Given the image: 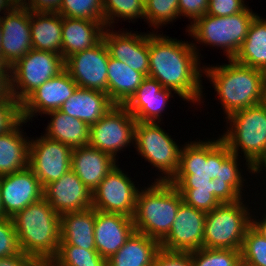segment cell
I'll return each instance as SVG.
<instances>
[{
    "instance_id": "11",
    "label": "cell",
    "mask_w": 266,
    "mask_h": 266,
    "mask_svg": "<svg viewBox=\"0 0 266 266\" xmlns=\"http://www.w3.org/2000/svg\"><path fill=\"white\" fill-rule=\"evenodd\" d=\"M137 120L124 105H115L99 121L90 126L89 145L112 156L134 147L135 125Z\"/></svg>"
},
{
    "instance_id": "28",
    "label": "cell",
    "mask_w": 266,
    "mask_h": 266,
    "mask_svg": "<svg viewBox=\"0 0 266 266\" xmlns=\"http://www.w3.org/2000/svg\"><path fill=\"white\" fill-rule=\"evenodd\" d=\"M62 24L59 13L30 11L32 49L62 55Z\"/></svg>"
},
{
    "instance_id": "17",
    "label": "cell",
    "mask_w": 266,
    "mask_h": 266,
    "mask_svg": "<svg viewBox=\"0 0 266 266\" xmlns=\"http://www.w3.org/2000/svg\"><path fill=\"white\" fill-rule=\"evenodd\" d=\"M44 188L33 171L24 170L0 176V196L4 217L11 218L29 204L43 198Z\"/></svg>"
},
{
    "instance_id": "52",
    "label": "cell",
    "mask_w": 266,
    "mask_h": 266,
    "mask_svg": "<svg viewBox=\"0 0 266 266\" xmlns=\"http://www.w3.org/2000/svg\"><path fill=\"white\" fill-rule=\"evenodd\" d=\"M4 217L3 215V208H2V202H1V196H0V218Z\"/></svg>"
},
{
    "instance_id": "51",
    "label": "cell",
    "mask_w": 266,
    "mask_h": 266,
    "mask_svg": "<svg viewBox=\"0 0 266 266\" xmlns=\"http://www.w3.org/2000/svg\"><path fill=\"white\" fill-rule=\"evenodd\" d=\"M2 26L0 24V62H1V39H2Z\"/></svg>"
},
{
    "instance_id": "44",
    "label": "cell",
    "mask_w": 266,
    "mask_h": 266,
    "mask_svg": "<svg viewBox=\"0 0 266 266\" xmlns=\"http://www.w3.org/2000/svg\"><path fill=\"white\" fill-rule=\"evenodd\" d=\"M61 1L62 0H24L20 5L33 12L57 13Z\"/></svg>"
},
{
    "instance_id": "14",
    "label": "cell",
    "mask_w": 266,
    "mask_h": 266,
    "mask_svg": "<svg viewBox=\"0 0 266 266\" xmlns=\"http://www.w3.org/2000/svg\"><path fill=\"white\" fill-rule=\"evenodd\" d=\"M109 51L102 39L97 45L65 59V70L80 88L108 94Z\"/></svg>"
},
{
    "instance_id": "46",
    "label": "cell",
    "mask_w": 266,
    "mask_h": 266,
    "mask_svg": "<svg viewBox=\"0 0 266 266\" xmlns=\"http://www.w3.org/2000/svg\"><path fill=\"white\" fill-rule=\"evenodd\" d=\"M13 98L11 92V67L0 62V100Z\"/></svg>"
},
{
    "instance_id": "29",
    "label": "cell",
    "mask_w": 266,
    "mask_h": 266,
    "mask_svg": "<svg viewBox=\"0 0 266 266\" xmlns=\"http://www.w3.org/2000/svg\"><path fill=\"white\" fill-rule=\"evenodd\" d=\"M44 115L51 119L44 135L52 140L64 143L72 149L85 146L90 142V126L60 110H52Z\"/></svg>"
},
{
    "instance_id": "20",
    "label": "cell",
    "mask_w": 266,
    "mask_h": 266,
    "mask_svg": "<svg viewBox=\"0 0 266 266\" xmlns=\"http://www.w3.org/2000/svg\"><path fill=\"white\" fill-rule=\"evenodd\" d=\"M43 198L59 215L92 207V193L72 169L60 179L47 184Z\"/></svg>"
},
{
    "instance_id": "40",
    "label": "cell",
    "mask_w": 266,
    "mask_h": 266,
    "mask_svg": "<svg viewBox=\"0 0 266 266\" xmlns=\"http://www.w3.org/2000/svg\"><path fill=\"white\" fill-rule=\"evenodd\" d=\"M21 120V104L14 97L0 100V135L12 130Z\"/></svg>"
},
{
    "instance_id": "35",
    "label": "cell",
    "mask_w": 266,
    "mask_h": 266,
    "mask_svg": "<svg viewBox=\"0 0 266 266\" xmlns=\"http://www.w3.org/2000/svg\"><path fill=\"white\" fill-rule=\"evenodd\" d=\"M179 0H146L145 1V19L149 27H153L155 32L160 26L170 24L179 18L178 9ZM151 25V26H150Z\"/></svg>"
},
{
    "instance_id": "48",
    "label": "cell",
    "mask_w": 266,
    "mask_h": 266,
    "mask_svg": "<svg viewBox=\"0 0 266 266\" xmlns=\"http://www.w3.org/2000/svg\"><path fill=\"white\" fill-rule=\"evenodd\" d=\"M19 4L16 2V0H0V14L5 15L7 13L12 12ZM0 15V18L2 17Z\"/></svg>"
},
{
    "instance_id": "10",
    "label": "cell",
    "mask_w": 266,
    "mask_h": 266,
    "mask_svg": "<svg viewBox=\"0 0 266 266\" xmlns=\"http://www.w3.org/2000/svg\"><path fill=\"white\" fill-rule=\"evenodd\" d=\"M65 69L61 54L31 49L11 67L12 96L21 104L34 90Z\"/></svg>"
},
{
    "instance_id": "31",
    "label": "cell",
    "mask_w": 266,
    "mask_h": 266,
    "mask_svg": "<svg viewBox=\"0 0 266 266\" xmlns=\"http://www.w3.org/2000/svg\"><path fill=\"white\" fill-rule=\"evenodd\" d=\"M107 70L108 96L115 105H124L136 92L145 76L110 56Z\"/></svg>"
},
{
    "instance_id": "30",
    "label": "cell",
    "mask_w": 266,
    "mask_h": 266,
    "mask_svg": "<svg viewBox=\"0 0 266 266\" xmlns=\"http://www.w3.org/2000/svg\"><path fill=\"white\" fill-rule=\"evenodd\" d=\"M160 249L159 241L135 231L125 244L107 260V266H152Z\"/></svg>"
},
{
    "instance_id": "13",
    "label": "cell",
    "mask_w": 266,
    "mask_h": 266,
    "mask_svg": "<svg viewBox=\"0 0 266 266\" xmlns=\"http://www.w3.org/2000/svg\"><path fill=\"white\" fill-rule=\"evenodd\" d=\"M72 148L45 135L30 138L29 168L44 188L71 169Z\"/></svg>"
},
{
    "instance_id": "18",
    "label": "cell",
    "mask_w": 266,
    "mask_h": 266,
    "mask_svg": "<svg viewBox=\"0 0 266 266\" xmlns=\"http://www.w3.org/2000/svg\"><path fill=\"white\" fill-rule=\"evenodd\" d=\"M77 87L64 69L39 86L21 103L22 119L29 122L38 114L44 115L52 110H59Z\"/></svg>"
},
{
    "instance_id": "45",
    "label": "cell",
    "mask_w": 266,
    "mask_h": 266,
    "mask_svg": "<svg viewBox=\"0 0 266 266\" xmlns=\"http://www.w3.org/2000/svg\"><path fill=\"white\" fill-rule=\"evenodd\" d=\"M0 266H40V264L32 256L20 252L18 255L1 257Z\"/></svg>"
},
{
    "instance_id": "49",
    "label": "cell",
    "mask_w": 266,
    "mask_h": 266,
    "mask_svg": "<svg viewBox=\"0 0 266 266\" xmlns=\"http://www.w3.org/2000/svg\"><path fill=\"white\" fill-rule=\"evenodd\" d=\"M265 167V168H264ZM265 170V173H266V160H263V161H260V162H257L256 164H254L252 167H251V176L252 174L254 175H259V173L261 171ZM266 176V175H265ZM266 181V180H265ZM266 186V184H265ZM266 191V190H265ZM266 197V195H264ZM266 207V204L263 205ZM266 214V210L264 212Z\"/></svg>"
},
{
    "instance_id": "9",
    "label": "cell",
    "mask_w": 266,
    "mask_h": 266,
    "mask_svg": "<svg viewBox=\"0 0 266 266\" xmlns=\"http://www.w3.org/2000/svg\"><path fill=\"white\" fill-rule=\"evenodd\" d=\"M159 123L138 122L135 125L134 147L161 175L154 181L169 182L178 171L181 146Z\"/></svg>"
},
{
    "instance_id": "37",
    "label": "cell",
    "mask_w": 266,
    "mask_h": 266,
    "mask_svg": "<svg viewBox=\"0 0 266 266\" xmlns=\"http://www.w3.org/2000/svg\"><path fill=\"white\" fill-rule=\"evenodd\" d=\"M190 253L193 266H242L240 250L202 247Z\"/></svg>"
},
{
    "instance_id": "32",
    "label": "cell",
    "mask_w": 266,
    "mask_h": 266,
    "mask_svg": "<svg viewBox=\"0 0 266 266\" xmlns=\"http://www.w3.org/2000/svg\"><path fill=\"white\" fill-rule=\"evenodd\" d=\"M236 62L266 72V19L257 15L250 24Z\"/></svg>"
},
{
    "instance_id": "36",
    "label": "cell",
    "mask_w": 266,
    "mask_h": 266,
    "mask_svg": "<svg viewBox=\"0 0 266 266\" xmlns=\"http://www.w3.org/2000/svg\"><path fill=\"white\" fill-rule=\"evenodd\" d=\"M57 13L69 18L104 22L103 0H62Z\"/></svg>"
},
{
    "instance_id": "5",
    "label": "cell",
    "mask_w": 266,
    "mask_h": 266,
    "mask_svg": "<svg viewBox=\"0 0 266 266\" xmlns=\"http://www.w3.org/2000/svg\"><path fill=\"white\" fill-rule=\"evenodd\" d=\"M182 195L170 182L154 181L139 189L133 216L135 231L161 242L170 232Z\"/></svg>"
},
{
    "instance_id": "22",
    "label": "cell",
    "mask_w": 266,
    "mask_h": 266,
    "mask_svg": "<svg viewBox=\"0 0 266 266\" xmlns=\"http://www.w3.org/2000/svg\"><path fill=\"white\" fill-rule=\"evenodd\" d=\"M171 89L162 85L151 77H145L132 97L124 104L138 122L160 123L168 105ZM162 119V120H161Z\"/></svg>"
},
{
    "instance_id": "47",
    "label": "cell",
    "mask_w": 266,
    "mask_h": 266,
    "mask_svg": "<svg viewBox=\"0 0 266 266\" xmlns=\"http://www.w3.org/2000/svg\"><path fill=\"white\" fill-rule=\"evenodd\" d=\"M251 226L266 239V214L264 213L260 219H256V215L251 213Z\"/></svg>"
},
{
    "instance_id": "24",
    "label": "cell",
    "mask_w": 266,
    "mask_h": 266,
    "mask_svg": "<svg viewBox=\"0 0 266 266\" xmlns=\"http://www.w3.org/2000/svg\"><path fill=\"white\" fill-rule=\"evenodd\" d=\"M114 106L107 93L77 87L59 110L91 126Z\"/></svg>"
},
{
    "instance_id": "12",
    "label": "cell",
    "mask_w": 266,
    "mask_h": 266,
    "mask_svg": "<svg viewBox=\"0 0 266 266\" xmlns=\"http://www.w3.org/2000/svg\"><path fill=\"white\" fill-rule=\"evenodd\" d=\"M117 164L92 193V208L133 218L139 185Z\"/></svg>"
},
{
    "instance_id": "42",
    "label": "cell",
    "mask_w": 266,
    "mask_h": 266,
    "mask_svg": "<svg viewBox=\"0 0 266 266\" xmlns=\"http://www.w3.org/2000/svg\"><path fill=\"white\" fill-rule=\"evenodd\" d=\"M152 266H193L190 252L167 251L160 249Z\"/></svg>"
},
{
    "instance_id": "1",
    "label": "cell",
    "mask_w": 266,
    "mask_h": 266,
    "mask_svg": "<svg viewBox=\"0 0 266 266\" xmlns=\"http://www.w3.org/2000/svg\"><path fill=\"white\" fill-rule=\"evenodd\" d=\"M186 143L181 145L178 171L169 182L187 205L210 212L220 203L243 198L246 177L239 168V156L230 151L221 136Z\"/></svg>"
},
{
    "instance_id": "7",
    "label": "cell",
    "mask_w": 266,
    "mask_h": 266,
    "mask_svg": "<svg viewBox=\"0 0 266 266\" xmlns=\"http://www.w3.org/2000/svg\"><path fill=\"white\" fill-rule=\"evenodd\" d=\"M252 11L247 7L242 12L225 17L205 14L190 25L186 33L196 41L192 44L199 58L198 45L204 44L212 48L220 47L227 59H233L247 36L251 22L258 15Z\"/></svg>"
},
{
    "instance_id": "38",
    "label": "cell",
    "mask_w": 266,
    "mask_h": 266,
    "mask_svg": "<svg viewBox=\"0 0 266 266\" xmlns=\"http://www.w3.org/2000/svg\"><path fill=\"white\" fill-rule=\"evenodd\" d=\"M240 252L243 266H266V239L251 225L246 230Z\"/></svg>"
},
{
    "instance_id": "34",
    "label": "cell",
    "mask_w": 266,
    "mask_h": 266,
    "mask_svg": "<svg viewBox=\"0 0 266 266\" xmlns=\"http://www.w3.org/2000/svg\"><path fill=\"white\" fill-rule=\"evenodd\" d=\"M47 266H107L97 250H85L75 245H59L57 255Z\"/></svg>"
},
{
    "instance_id": "23",
    "label": "cell",
    "mask_w": 266,
    "mask_h": 266,
    "mask_svg": "<svg viewBox=\"0 0 266 266\" xmlns=\"http://www.w3.org/2000/svg\"><path fill=\"white\" fill-rule=\"evenodd\" d=\"M117 164L112 156L89 144L72 150L71 169L91 193Z\"/></svg>"
},
{
    "instance_id": "15",
    "label": "cell",
    "mask_w": 266,
    "mask_h": 266,
    "mask_svg": "<svg viewBox=\"0 0 266 266\" xmlns=\"http://www.w3.org/2000/svg\"><path fill=\"white\" fill-rule=\"evenodd\" d=\"M118 32L106 27L103 40L106 43L110 57L127 64L132 70L142 73L145 77L149 72V32L132 30Z\"/></svg>"
},
{
    "instance_id": "27",
    "label": "cell",
    "mask_w": 266,
    "mask_h": 266,
    "mask_svg": "<svg viewBox=\"0 0 266 266\" xmlns=\"http://www.w3.org/2000/svg\"><path fill=\"white\" fill-rule=\"evenodd\" d=\"M95 209L92 207L60 215V244L96 250L94 238Z\"/></svg>"
},
{
    "instance_id": "43",
    "label": "cell",
    "mask_w": 266,
    "mask_h": 266,
    "mask_svg": "<svg viewBox=\"0 0 266 266\" xmlns=\"http://www.w3.org/2000/svg\"><path fill=\"white\" fill-rule=\"evenodd\" d=\"M209 0H179L178 9L179 16L190 19L187 29L198 18L204 16L208 9Z\"/></svg>"
},
{
    "instance_id": "19",
    "label": "cell",
    "mask_w": 266,
    "mask_h": 266,
    "mask_svg": "<svg viewBox=\"0 0 266 266\" xmlns=\"http://www.w3.org/2000/svg\"><path fill=\"white\" fill-rule=\"evenodd\" d=\"M1 62L12 67L32 49L30 10L19 5L0 18Z\"/></svg>"
},
{
    "instance_id": "21",
    "label": "cell",
    "mask_w": 266,
    "mask_h": 266,
    "mask_svg": "<svg viewBox=\"0 0 266 266\" xmlns=\"http://www.w3.org/2000/svg\"><path fill=\"white\" fill-rule=\"evenodd\" d=\"M135 232L133 218L95 210L94 238L97 252L107 261Z\"/></svg>"
},
{
    "instance_id": "3",
    "label": "cell",
    "mask_w": 266,
    "mask_h": 266,
    "mask_svg": "<svg viewBox=\"0 0 266 266\" xmlns=\"http://www.w3.org/2000/svg\"><path fill=\"white\" fill-rule=\"evenodd\" d=\"M228 64L203 66L223 107L225 119L239 110L262 103L266 72L227 59Z\"/></svg>"
},
{
    "instance_id": "41",
    "label": "cell",
    "mask_w": 266,
    "mask_h": 266,
    "mask_svg": "<svg viewBox=\"0 0 266 266\" xmlns=\"http://www.w3.org/2000/svg\"><path fill=\"white\" fill-rule=\"evenodd\" d=\"M246 0H209L206 14L225 17L244 11Z\"/></svg>"
},
{
    "instance_id": "25",
    "label": "cell",
    "mask_w": 266,
    "mask_h": 266,
    "mask_svg": "<svg viewBox=\"0 0 266 266\" xmlns=\"http://www.w3.org/2000/svg\"><path fill=\"white\" fill-rule=\"evenodd\" d=\"M104 22L69 18L63 16L62 57L65 60L72 54L94 47L103 39Z\"/></svg>"
},
{
    "instance_id": "26",
    "label": "cell",
    "mask_w": 266,
    "mask_h": 266,
    "mask_svg": "<svg viewBox=\"0 0 266 266\" xmlns=\"http://www.w3.org/2000/svg\"><path fill=\"white\" fill-rule=\"evenodd\" d=\"M25 123L22 119L12 130L0 135V176L29 167L30 139L21 128Z\"/></svg>"
},
{
    "instance_id": "8",
    "label": "cell",
    "mask_w": 266,
    "mask_h": 266,
    "mask_svg": "<svg viewBox=\"0 0 266 266\" xmlns=\"http://www.w3.org/2000/svg\"><path fill=\"white\" fill-rule=\"evenodd\" d=\"M244 202L241 198L233 203H220L206 212L203 248L241 250L246 230L251 225V212L255 213Z\"/></svg>"
},
{
    "instance_id": "33",
    "label": "cell",
    "mask_w": 266,
    "mask_h": 266,
    "mask_svg": "<svg viewBox=\"0 0 266 266\" xmlns=\"http://www.w3.org/2000/svg\"><path fill=\"white\" fill-rule=\"evenodd\" d=\"M144 4L142 0H103L105 26L113 29L115 27L114 23H117L116 21H118L119 18L124 21L129 20V23L130 20H133V23L138 18L145 19Z\"/></svg>"
},
{
    "instance_id": "4",
    "label": "cell",
    "mask_w": 266,
    "mask_h": 266,
    "mask_svg": "<svg viewBox=\"0 0 266 266\" xmlns=\"http://www.w3.org/2000/svg\"><path fill=\"white\" fill-rule=\"evenodd\" d=\"M20 251L47 266L60 244V215L42 198L11 217Z\"/></svg>"
},
{
    "instance_id": "6",
    "label": "cell",
    "mask_w": 266,
    "mask_h": 266,
    "mask_svg": "<svg viewBox=\"0 0 266 266\" xmlns=\"http://www.w3.org/2000/svg\"><path fill=\"white\" fill-rule=\"evenodd\" d=\"M224 122L228 126L221 135L222 141L233 154L241 158L244 156L246 170L251 173L254 164L266 160L265 106L260 103L239 110L229 115Z\"/></svg>"
},
{
    "instance_id": "2",
    "label": "cell",
    "mask_w": 266,
    "mask_h": 266,
    "mask_svg": "<svg viewBox=\"0 0 266 266\" xmlns=\"http://www.w3.org/2000/svg\"><path fill=\"white\" fill-rule=\"evenodd\" d=\"M149 31L148 77L174 91L184 101L204 105L203 64L192 42Z\"/></svg>"
},
{
    "instance_id": "39",
    "label": "cell",
    "mask_w": 266,
    "mask_h": 266,
    "mask_svg": "<svg viewBox=\"0 0 266 266\" xmlns=\"http://www.w3.org/2000/svg\"><path fill=\"white\" fill-rule=\"evenodd\" d=\"M17 234L11 218H0V258L20 253Z\"/></svg>"
},
{
    "instance_id": "50",
    "label": "cell",
    "mask_w": 266,
    "mask_h": 266,
    "mask_svg": "<svg viewBox=\"0 0 266 266\" xmlns=\"http://www.w3.org/2000/svg\"><path fill=\"white\" fill-rule=\"evenodd\" d=\"M262 104L265 106L266 108V82L264 85V92H263V99H262Z\"/></svg>"
},
{
    "instance_id": "53",
    "label": "cell",
    "mask_w": 266,
    "mask_h": 266,
    "mask_svg": "<svg viewBox=\"0 0 266 266\" xmlns=\"http://www.w3.org/2000/svg\"><path fill=\"white\" fill-rule=\"evenodd\" d=\"M24 0H16V2L20 5Z\"/></svg>"
},
{
    "instance_id": "16",
    "label": "cell",
    "mask_w": 266,
    "mask_h": 266,
    "mask_svg": "<svg viewBox=\"0 0 266 266\" xmlns=\"http://www.w3.org/2000/svg\"><path fill=\"white\" fill-rule=\"evenodd\" d=\"M206 212L187 205H179L169 234L160 242L167 251L191 252L203 247Z\"/></svg>"
}]
</instances>
